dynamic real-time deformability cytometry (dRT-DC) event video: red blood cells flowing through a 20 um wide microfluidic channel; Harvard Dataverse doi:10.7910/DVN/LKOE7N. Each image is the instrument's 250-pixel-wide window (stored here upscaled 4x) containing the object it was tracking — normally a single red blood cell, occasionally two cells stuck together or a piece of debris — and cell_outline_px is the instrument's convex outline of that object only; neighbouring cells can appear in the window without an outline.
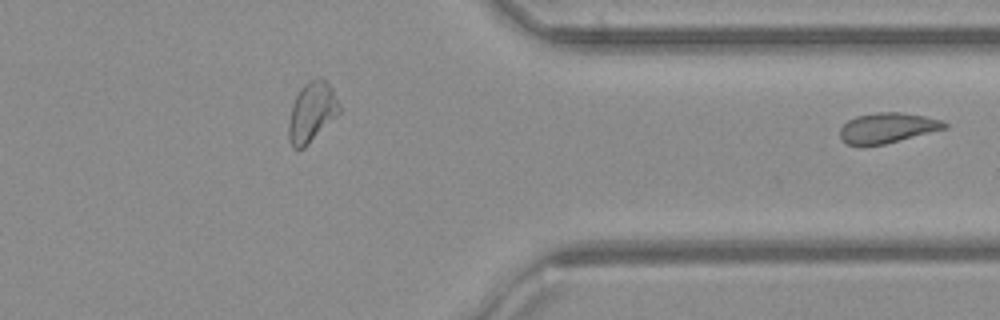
{"species": "common noctule bat (a hibernating species)", "species_latin": "Nyctalus noctula", "temperature_condition": "cold", "stored_images_in_passage": 31, "segment_of_instrument_passage": [2, 2], "camera_frame_rate_fps": 3000, "um_per_image_px": 0.085, "animal": {"sex": "female", "body_mass_g": 21.9}, "frame": {"image": 1, "passage_image": 31, "time_ms": 10.0, "image_size_px": [1000, 320], "cell_outline_px": [[948, 128], [884, 144], [844, 144], [840, 140], [840, 128], [848, 120], [856, 116], [876, 112], [900, 112], [924, 116], [940, 120], [948, 124]], "centroid_in_image_um": [75.42, 10.86], "position_along_channel_um": 336.0, "area_um2": 18.26}}